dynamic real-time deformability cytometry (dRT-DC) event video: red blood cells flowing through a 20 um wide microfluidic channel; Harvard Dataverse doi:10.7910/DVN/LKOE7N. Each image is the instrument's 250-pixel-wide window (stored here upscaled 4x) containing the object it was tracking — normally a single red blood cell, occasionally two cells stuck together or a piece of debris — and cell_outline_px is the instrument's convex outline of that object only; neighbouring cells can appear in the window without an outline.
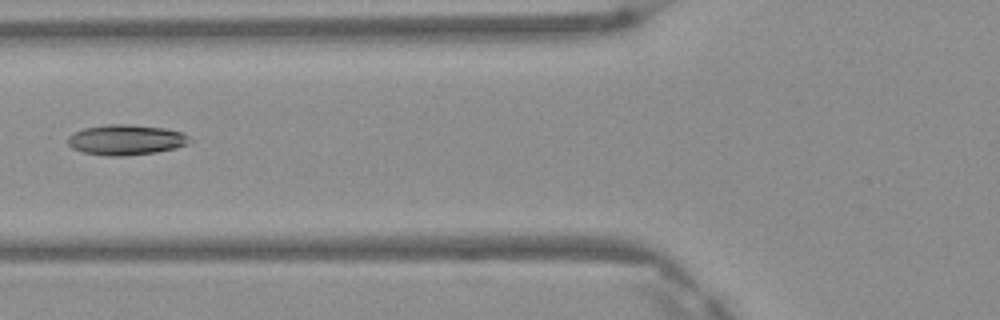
{"species": "Egyptian fruit bat (a non-hibernating species)", "species_latin": "Rousettus aegyptiacus", "temperature_condition": "warm", "stored_images_in_passage": 7, "camera_frame_rate_fps": 3000, "um_per_image_px": 0.085, "frame": {"image": 1, "passage_image": 6, "time_ms": 1.667, "image_size_px": [1000, 320], "cell_outline_px": [[192, 140], [188, 144], [176, 148], [156, 152], [124, 156], [108, 156], [80, 152], [72, 148], [68, 144], [68, 136], [84, 128], [108, 124], [128, 124], [164, 128], [184, 132]], "centroid_in_image_um": [10.72, 11.89], "position_along_channel_um": 115.1, "area_um2": 21.68}}
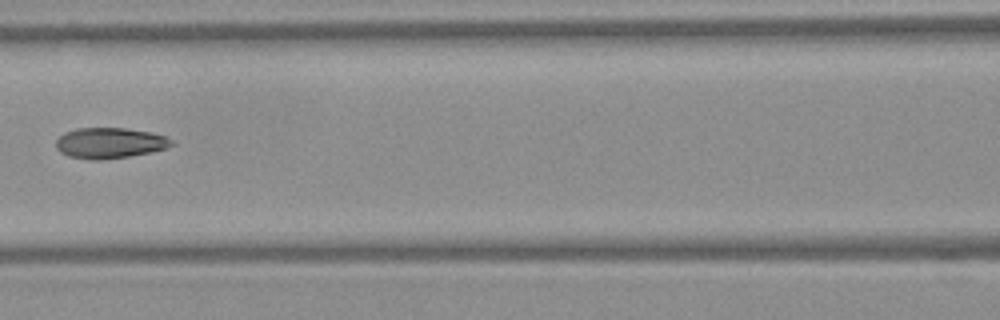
{"frame": {"image": 2, "passage_image": 7, "time_ms": 2.0, "image_size_px": [1000, 320], "cell_outline_px": [[176, 144], [152, 152], [128, 156], [100, 160], [88, 160], [68, 156], [60, 152], [56, 148], [56, 140], [64, 132], [76, 128], [124, 128], [152, 132], [164, 136], [172, 140]], "centroid_in_image_um": [9.31, 12.15], "position_along_channel_um": 157.3, "area_um2": 20.75}}